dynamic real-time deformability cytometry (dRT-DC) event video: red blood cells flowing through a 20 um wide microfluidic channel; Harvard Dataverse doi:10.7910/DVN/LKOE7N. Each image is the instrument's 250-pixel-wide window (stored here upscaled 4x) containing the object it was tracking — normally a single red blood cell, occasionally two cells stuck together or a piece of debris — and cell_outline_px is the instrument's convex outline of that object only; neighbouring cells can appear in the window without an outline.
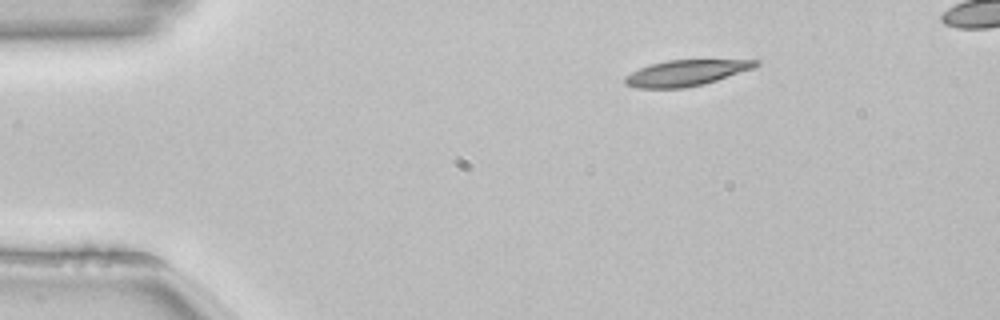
{"species": "common noctule bat (a hibernating species)", "species_latin": "Nyctalus noctula", "temperature_condition": "room temperature", "stored_images_in_passage": 3, "camera_frame_rate_fps": 3000, "um_per_image_px": 0.085, "animal": {"sex": "female", "body_mass_g": 22.7, "forearm_length_mm": 54.2}, "frame": {"image": 1, "passage_image": 1, "time_ms": 0.0, "image_size_px": [1000, 320], "cell_outline_px": [[156, 260], [144, 264], [104, 264], [28, 256], [24, 252], [84, 244], [144, 256]], "centroid_in_image_um": [7.7, 21.69], "position_along_channel_um": 77.3, "area_um2": 10.87}}